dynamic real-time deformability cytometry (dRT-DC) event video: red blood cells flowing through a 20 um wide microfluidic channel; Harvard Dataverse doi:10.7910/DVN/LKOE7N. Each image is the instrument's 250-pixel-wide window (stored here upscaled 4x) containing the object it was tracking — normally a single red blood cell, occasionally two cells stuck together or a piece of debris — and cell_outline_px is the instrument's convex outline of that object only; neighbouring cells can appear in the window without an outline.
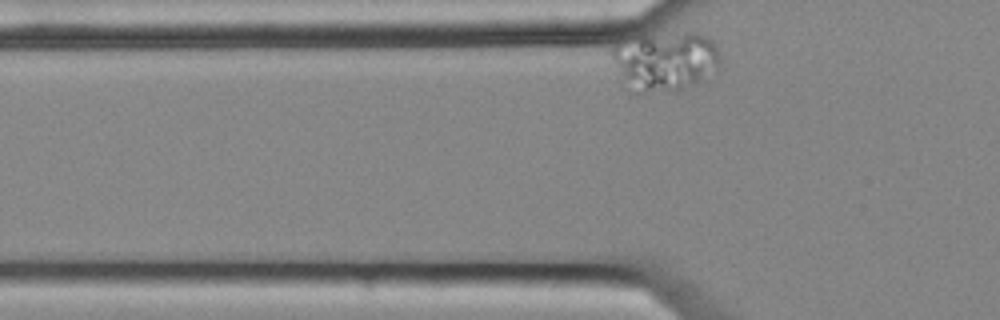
{"species": "common noctule bat (a hibernating species)", "species_latin": "Nyctalus noctula", "temperature_condition": "cold", "stored_images_in_passage": 3, "segment_of_instrument_passage": [2, 2], "camera_frame_rate_fps": 3000, "um_per_image_px": 0.085, "animal": {"sex": "female", "body_mass_g": 25.1}, "frame": {"image": 1, "passage_image": 3, "time_ms": 0.667, "image_size_px": [1000, 320], "cell_outline_px": [[720, 60], [696, 80], [680, 92], [636, 92], [624, 76], [616, 64], [612, 56], [612, 48], [616, 44], [640, 32], [696, 32], [708, 36], [712, 40], [720, 52]], "centroid_in_image_um": [56.51, 5.09], "position_along_channel_um": 69.3, "area_um2": 36.82}}